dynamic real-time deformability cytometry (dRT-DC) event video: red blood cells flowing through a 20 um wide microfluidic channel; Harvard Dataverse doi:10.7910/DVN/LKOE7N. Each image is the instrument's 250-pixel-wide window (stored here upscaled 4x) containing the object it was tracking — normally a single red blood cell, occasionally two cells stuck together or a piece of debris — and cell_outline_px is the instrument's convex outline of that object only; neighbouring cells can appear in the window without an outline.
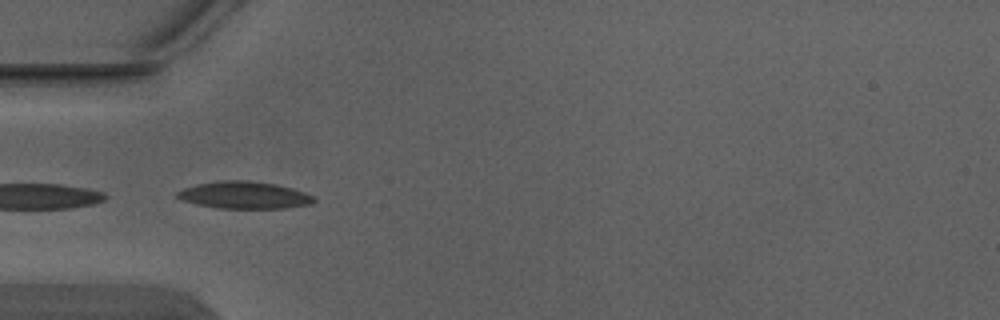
{"species": "Egyptian fruit bat (a non-hibernating species)", "species_latin": "Rousettus aegyptiacus", "temperature_condition": "warm", "stored_images_in_passage": 6, "camera_frame_rate_fps": 3000, "um_per_image_px": 0.085, "animal": {"sex": "male"}, "frame": {"image": 1, "passage_image": 5, "time_ms": 1.333, "image_size_px": [1000, 320], "cell_outline_px": [[316, 200], [312, 204], [284, 208], [216, 208], [196, 204], [184, 200], [176, 196], [176, 192], [184, 188], [196, 184], [220, 180], [248, 180], [276, 184], [292, 188], [316, 196]], "centroid_in_image_um": [20.79, 16.58], "position_along_channel_um": 64.2, "area_um2": 21.73}}
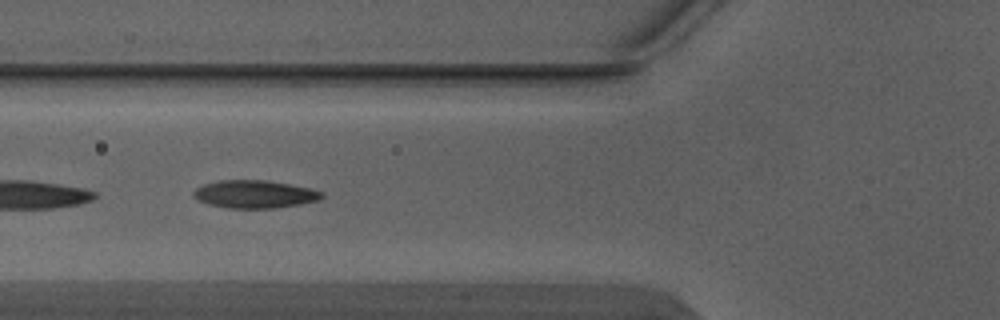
{"frame": {"image": 2, "passage_image": 6, "time_ms": 1.667, "image_size_px": [1000, 320], "cell_outline_px": [[324, 196], [320, 200], [300, 204], [276, 208], [228, 208], [208, 204], [196, 200], [192, 196], [192, 192], [196, 188], [204, 184], [216, 180], [264, 180], [312, 188], [324, 192]], "centroid_in_image_um": [21.63, 16.5], "position_along_channel_um": 104.2, "area_um2": 21.04}}